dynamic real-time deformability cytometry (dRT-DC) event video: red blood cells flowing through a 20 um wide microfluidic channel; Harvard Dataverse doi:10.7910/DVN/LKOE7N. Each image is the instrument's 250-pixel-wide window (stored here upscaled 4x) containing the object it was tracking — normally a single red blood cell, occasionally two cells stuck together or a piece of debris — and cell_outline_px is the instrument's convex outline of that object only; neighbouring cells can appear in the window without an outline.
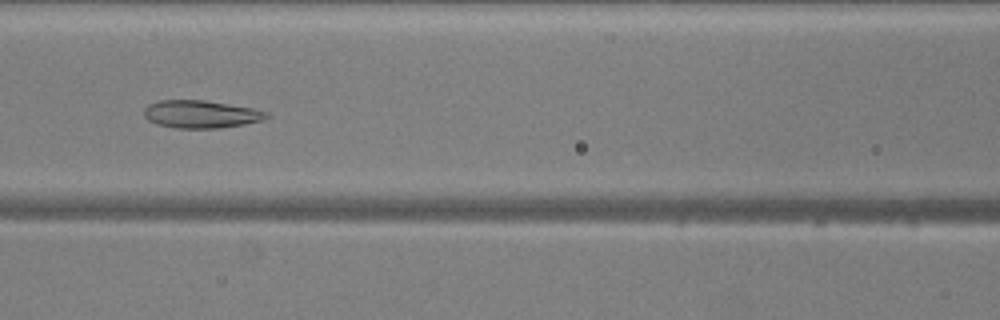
{"species": "common noctule bat (a hibernating species)", "species_latin": "Nyctalus noctula", "temperature_condition": "warm", "stored_images_in_passage": 40, "camera_frame_rate_fps": 3000, "um_per_image_px": 0.085, "animal": {"sex": "male", "body_mass_g": 20.5, "forearm_length_mm": 52.5}, "frame": {"image": 1, "passage_image": 11, "time_ms": 3.333, "image_size_px": [1000, 320], "cell_outline_px": [[268, 116], [264, 120], [244, 124], [220, 128], [172, 128], [156, 124], [148, 120], [144, 116], [144, 108], [148, 104], [160, 100], [204, 100], [252, 108], [268, 112]], "centroid_in_image_um": [17.04, 9.71], "position_along_channel_um": 149.6, "area_um2": 19.83}}
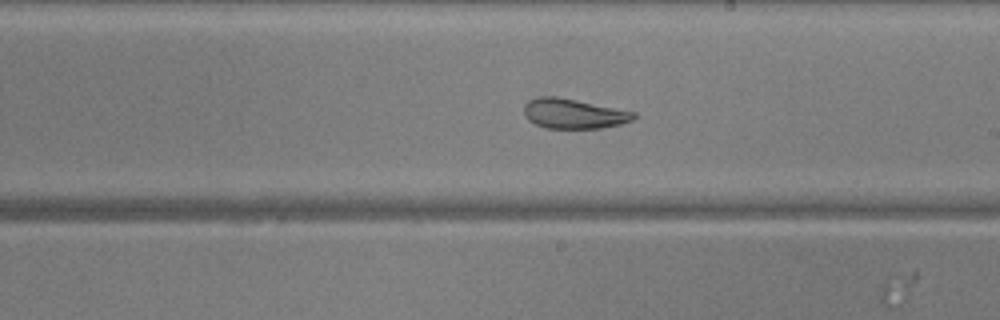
{"frame": {"image": 2, "passage_image": 18, "time_ms": 5.667, "image_size_px": [1000, 320], "cell_outline_px": [[636, 116], [632, 120], [620, 124], [600, 128], [548, 128], [536, 124], [528, 120], [524, 116], [524, 104], [528, 100], [540, 96], [556, 96], [636, 112]], "centroid_in_image_um": [48.73, 9.65], "position_along_channel_um": 240.3, "area_um2": 19.02}}
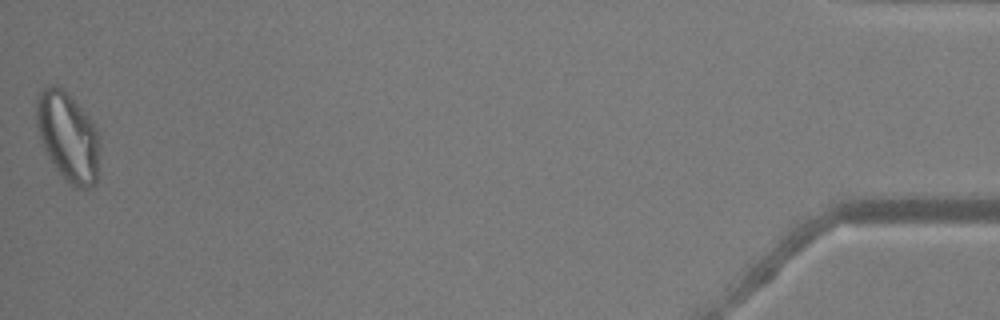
{"frame": {"image": 3, "passage_image": 40, "time_ms": 13.0, "image_size_px": [1000, 320], "cell_outline_px": [[96, 184], [88, 188], [76, 188], [64, 180], [48, 156], [40, 140], [36, 124], [36, 100], [40, 88], [52, 84], [56, 84], [92, 120], [96, 128]], "centroid_in_image_um": [5.7, 11.61], "position_along_channel_um": 429.5, "area_um2": 32.08}, "authors_computed_cell_mechanics": {"area_um2": 21.6172, "velocity_mm_per_s": 3.9003, "shape_relaxation_time_tau1_ms": null, "shape_relaxation_time_tau2_ms": 3.1694, "deformation_change_tau1": null, "deformation_change_tau2": 0.0773}}